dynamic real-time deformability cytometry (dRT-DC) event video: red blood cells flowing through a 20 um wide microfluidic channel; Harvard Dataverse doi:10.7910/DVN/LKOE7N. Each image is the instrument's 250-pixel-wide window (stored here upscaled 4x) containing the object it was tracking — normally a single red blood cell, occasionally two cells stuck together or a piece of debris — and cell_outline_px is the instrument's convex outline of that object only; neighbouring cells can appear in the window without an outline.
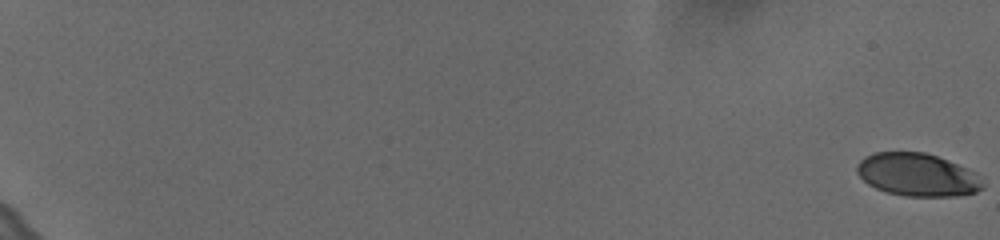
{"species": "human", "species_latin": "Homo sapiens", "temperature_condition": "cold", "stored_images_in_passage": 16, "camera_frame_rate_fps": 3000, "um_per_image_px": 0.085, "donor": {"sex": "female"}, "frame": {"image": 1, "passage_image": 1, "time_ms": 0.0, "image_size_px": [1000, 240], "cell_outline_px": [[984, 188], [976, 192], [956, 196], [904, 196], [888, 192], [876, 188], [868, 184], [856, 172], [856, 164], [864, 156], [876, 152], [924, 152], [948, 160], [968, 168], [976, 172], [984, 184]], "centroid_in_image_um": [77.99, 14.85], "position_along_channel_um": 7.0, "area_um2": 31.56}}